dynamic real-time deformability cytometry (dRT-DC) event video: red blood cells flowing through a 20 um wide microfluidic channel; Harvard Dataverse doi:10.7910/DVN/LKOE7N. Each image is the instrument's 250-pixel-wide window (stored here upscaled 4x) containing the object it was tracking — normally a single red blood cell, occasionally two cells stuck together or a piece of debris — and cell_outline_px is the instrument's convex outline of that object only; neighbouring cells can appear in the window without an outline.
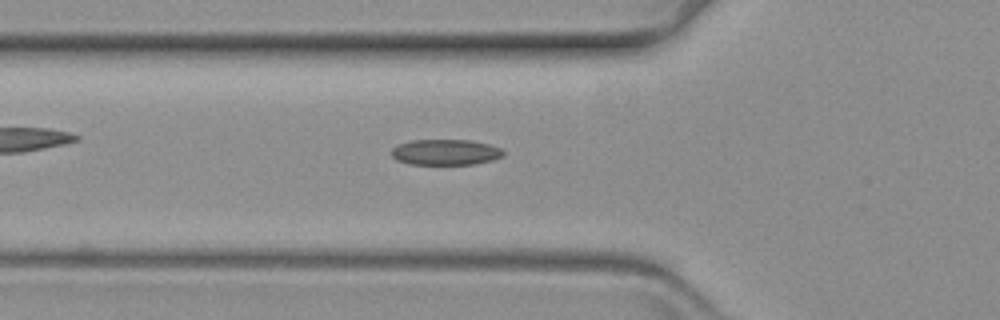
{"species": "common noctule bat (a hibernating species)", "species_latin": "Nyctalus noctula", "temperature_condition": "warm", "stored_images_in_passage": 38, "camera_frame_rate_fps": 3000, "um_per_image_px": 0.085, "animal": {"sex": "female", "body_mass_g": 19.3, "forearm_length_mm": 54.1}, "frame": {"image": 1, "passage_image": 5, "time_ms": 1.333, "image_size_px": [1000, 320], "cell_outline_px": [[504, 156], [492, 160], [472, 164], [408, 164], [396, 160], [392, 156], [392, 148], [400, 144], [412, 140], [472, 140], [488, 144], [500, 148], [504, 152]], "centroid_in_image_um": [37.87, 12.93], "position_along_channel_um": 87.9, "area_um2": 16.7}}
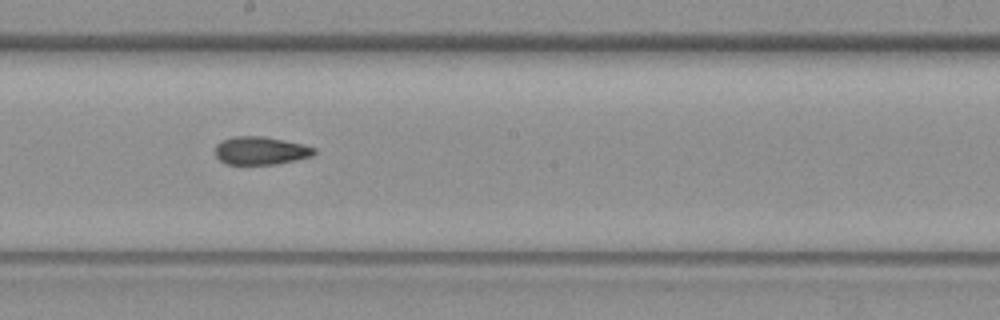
{"frame": {"image": 2, "passage_image": 17, "time_ms": 5.333, "image_size_px": [1000, 320], "cell_outline_px": [[316, 152], [312, 156], [296, 160], [276, 164], [228, 164], [220, 160], [216, 156], [216, 144], [232, 136], [260, 136], [284, 140], [304, 144], [316, 148]], "centroid_in_image_um": [22.18, 12.8], "position_along_channel_um": 226.0, "area_um2": 16.13}}
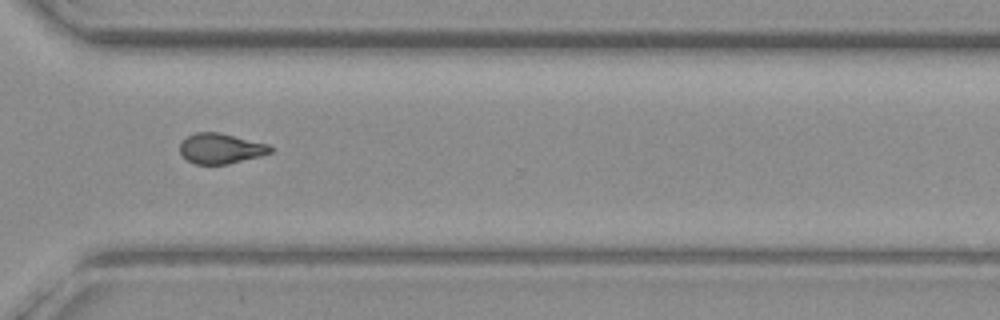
{"frame": {"image": 3, "passage_image": 28, "time_ms": 9.0, "image_size_px": [1000, 320], "cell_outline_px": [[272, 152], [260, 156], [228, 164], [196, 164], [188, 160], [180, 152], [180, 144], [188, 136], [196, 132], [220, 132], [268, 144], [272, 148]], "centroid_in_image_um": [18.78, 12.62], "position_along_channel_um": 351.8, "area_um2": 15.84}}